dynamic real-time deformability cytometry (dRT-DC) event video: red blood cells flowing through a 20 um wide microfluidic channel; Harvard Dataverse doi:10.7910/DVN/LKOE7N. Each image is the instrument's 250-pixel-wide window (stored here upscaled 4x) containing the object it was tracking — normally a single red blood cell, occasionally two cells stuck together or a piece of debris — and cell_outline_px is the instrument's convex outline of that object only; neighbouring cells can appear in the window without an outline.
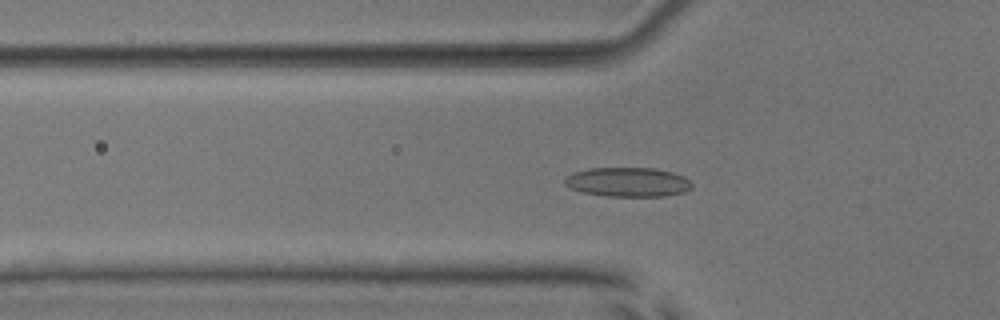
{"species": "common noctule bat (a hibernating species)", "species_latin": "Nyctalus noctula", "temperature_condition": "room temperature", "stored_images_in_passage": 55, "camera_frame_rate_fps": 3000, "um_per_image_px": 0.085, "animal": {"sex": "male", "body_mass_g": 17.9, "forearm_length_mm": 54.2}, "frame": {"image": 1, "passage_image": 19, "time_ms": 6.0, "image_size_px": [1000, 320], "cell_outline_px": [[692, 188], [684, 192], [664, 196], [604, 196], [584, 192], [572, 188], [564, 184], [564, 180], [572, 172], [588, 168], [656, 168], [672, 172], [684, 176], [692, 184]], "centroid_in_image_um": [53.38, 15.47], "position_along_channel_um": 72.4, "area_um2": 21.73}}
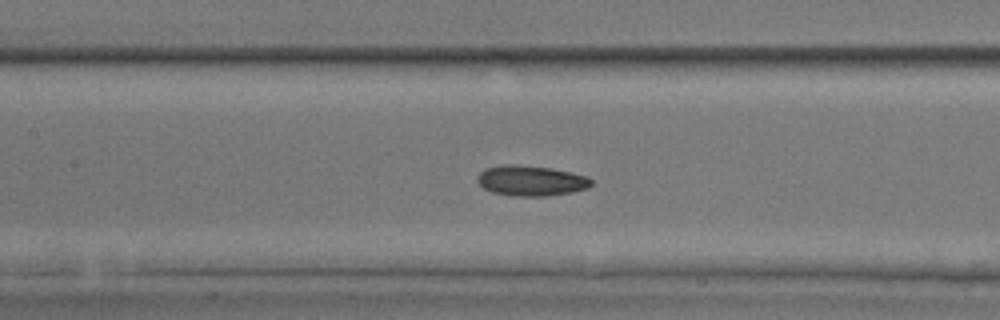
{"frame": {"image": 2, "passage_image": 26, "time_ms": 8.333, "image_size_px": [1000, 320], "cell_outline_px": [[592, 184], [588, 188], [572, 192], [544, 196], [512, 196], [492, 192], [484, 188], [476, 180], [476, 176], [484, 168], [508, 164], [512, 164], [552, 168], [572, 172], [588, 176], [592, 180]], "centroid_in_image_um": [45.14, 15.35], "position_along_channel_um": 162.3, "area_um2": 20.29}}
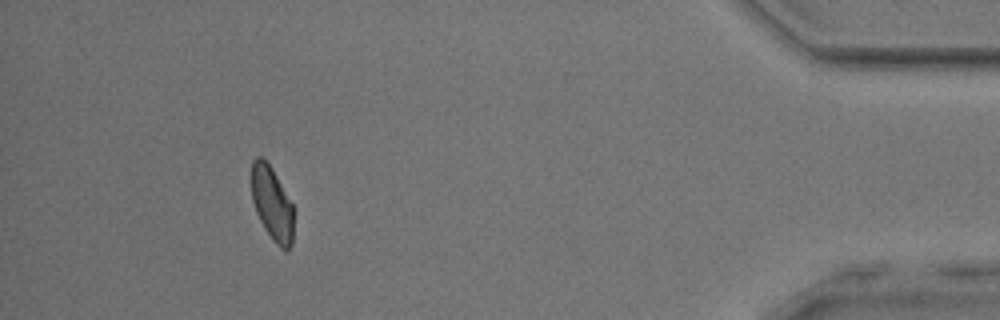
{"frame": {"image": 3, "passage_image": 50, "time_ms": 16.333, "image_size_px": [1000, 320], "cell_outline_px": [[296, 208], [292, 244], [288, 252], [284, 252], [272, 240], [264, 228], [256, 212], [252, 200], [252, 160], [256, 156], [260, 156], [272, 168]], "centroid_in_image_um": [23.18, 17.37], "position_along_channel_um": 412.0, "area_um2": 18.79}, "authors_computed_cell_mechanics": {"area_um2": 19.941, "velocity_mm_per_s": 3.8528, "shape_relaxation_time_tau1_ms": 3.1358, "shape_relaxation_time_tau2_ms": 4.3072, "deformation_change_tau1": 0.0897, "deformation_change_tau2": 0.0884}}